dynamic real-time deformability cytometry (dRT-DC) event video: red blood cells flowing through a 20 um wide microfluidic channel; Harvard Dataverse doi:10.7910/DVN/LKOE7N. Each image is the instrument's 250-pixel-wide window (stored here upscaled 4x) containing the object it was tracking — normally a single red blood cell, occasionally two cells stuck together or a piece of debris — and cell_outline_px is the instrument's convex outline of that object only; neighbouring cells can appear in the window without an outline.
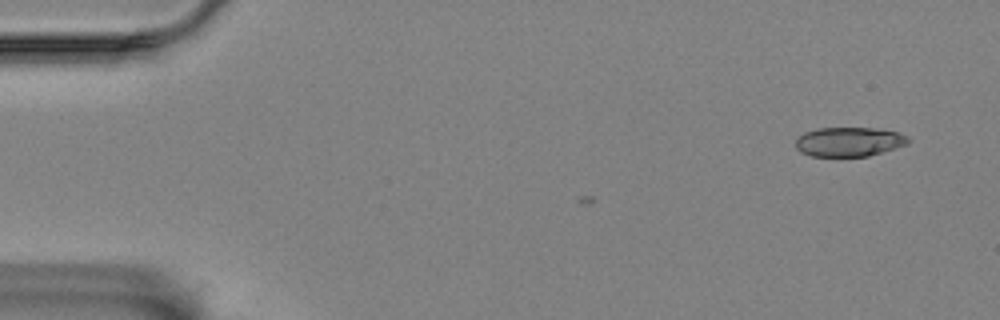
{"species": "Egyptian fruit bat (a non-hibernating species)", "species_latin": "Rousettus aegyptiacus", "temperature_condition": "room temperature", "stored_images_in_passage": 7, "camera_frame_rate_fps": 3000, "um_per_image_px": 0.085, "animal": {"sex": "female"}, "frame": {"image": 1, "passage_image": 1, "time_ms": 0.0, "image_size_px": [1000, 320], "cell_outline_px": [[912, 140], [908, 144], [868, 156], [812, 156], [800, 152], [796, 148], [796, 136], [804, 132], [816, 128], [872, 128], [896, 132], [908, 136]], "centroid_in_image_um": [72.14, 12.05], "position_along_channel_um": 12.9, "area_um2": 19.31}}